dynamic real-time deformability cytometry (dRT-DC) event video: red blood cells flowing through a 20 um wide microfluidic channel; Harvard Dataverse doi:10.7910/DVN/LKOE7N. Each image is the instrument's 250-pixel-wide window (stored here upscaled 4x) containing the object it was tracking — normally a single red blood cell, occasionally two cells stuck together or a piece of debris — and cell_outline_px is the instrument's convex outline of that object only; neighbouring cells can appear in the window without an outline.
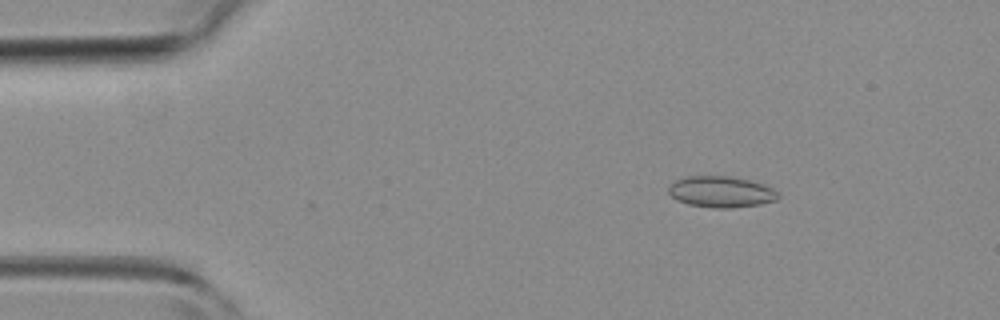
{"species": "common noctule bat (a hibernating species)", "species_latin": "Nyctalus noctula", "temperature_condition": "room temperature", "stored_images_in_passage": 40, "segment_of_instrument_passage": [1, 2], "camera_frame_rate_fps": 3000, "um_per_image_px": 0.085, "animal": {"sex": "female", "body_mass_g": 19.3, "forearm_length_mm": 54.1}, "frame": {"image": 1, "passage_image": 1, "time_ms": 0.0, "image_size_px": [1000, 320], "cell_outline_px": [[780, 196], [776, 200], [760, 204], [732, 208], [712, 208], [688, 204], [676, 200], [668, 192], [668, 188], [676, 180], [688, 176], [728, 176], [748, 180], [764, 184], [772, 188]], "centroid_in_image_um": [61.29, 16.31], "position_along_channel_um": 23.7, "area_um2": 19.83}}
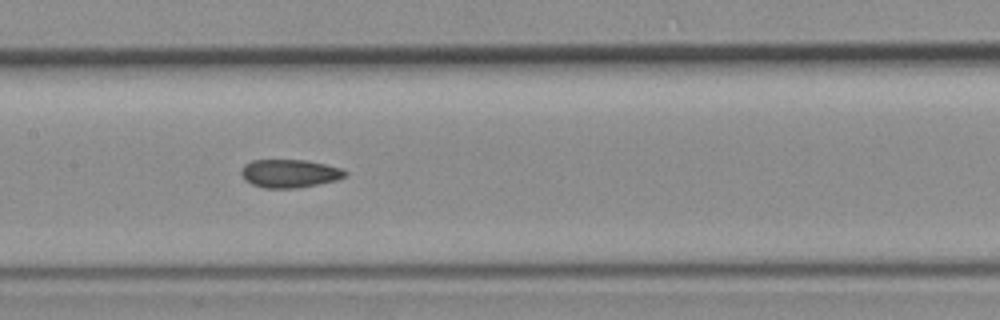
{"frame": {"image": 2, "passage_image": 16, "time_ms": 5.0, "image_size_px": [1000, 320], "cell_outline_px": [[348, 176], [336, 180], [296, 188], [264, 188], [252, 184], [244, 180], [240, 172], [240, 168], [244, 164], [252, 160], [304, 160], [324, 164], [340, 168], [348, 172]], "centroid_in_image_um": [24.58, 14.74], "position_along_channel_um": 182.8, "area_um2": 17.11}}
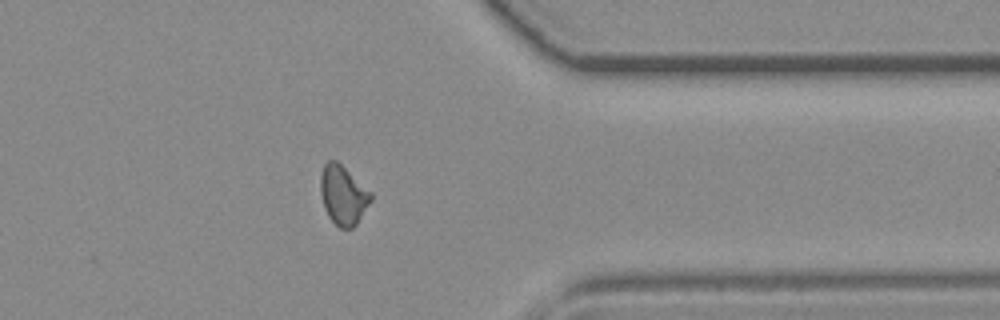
{"frame": {"image": 3, "passage_image": 30, "time_ms": 9.667, "image_size_px": [1000, 320], "cell_outline_px": [[372, 200], [356, 224], [352, 228], [340, 228], [328, 216], [324, 208], [320, 192], [320, 176], [324, 164], [328, 160], [336, 160], [372, 192]], "centroid_in_image_um": [29.16, 16.57], "position_along_channel_um": 382.2, "area_um2": 17.34}}